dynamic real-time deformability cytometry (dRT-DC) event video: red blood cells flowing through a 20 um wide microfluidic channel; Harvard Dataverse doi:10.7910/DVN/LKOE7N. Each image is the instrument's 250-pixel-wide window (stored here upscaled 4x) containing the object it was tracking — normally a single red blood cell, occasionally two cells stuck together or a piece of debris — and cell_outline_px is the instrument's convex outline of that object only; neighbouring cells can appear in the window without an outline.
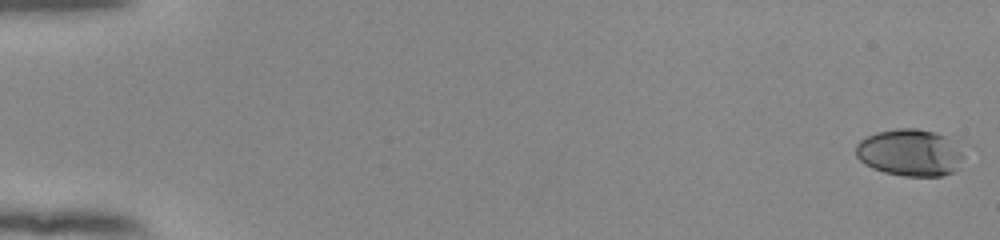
{"species": "human", "species_latin": "Homo sapiens", "temperature_condition": "room temperature", "stored_images_in_passage": 55, "camera_frame_rate_fps": 3000, "um_per_image_px": 0.085, "donor": {"sex": "female"}, "frame": {"image": 1, "passage_image": 1, "time_ms": 0.0, "image_size_px": [1000, 240], "cell_outline_px": [[964, 156], [952, 172], [940, 176], [904, 176], [884, 172], [872, 168], [864, 164], [856, 156], [856, 144], [860, 140], [876, 132], [900, 128], [916, 128], [932, 132], [944, 136], [964, 148]], "centroid_in_image_um": [77.34, 12.97], "position_along_channel_um": 7.7, "area_um2": 29.48}}
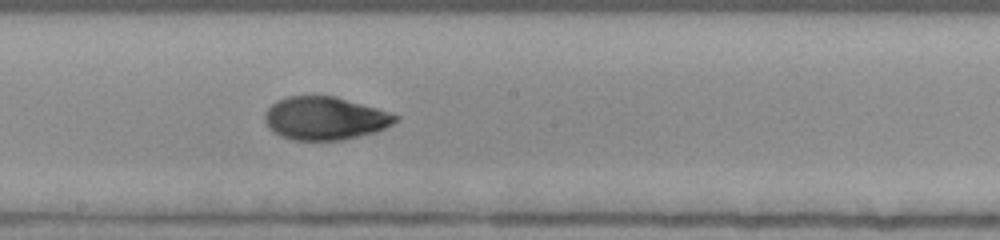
{"frame": {"image": 2, "passage_image": 32, "time_ms": 10.333, "image_size_px": [1000, 240], "cell_outline_px": [[400, 116], [392, 124], [376, 132], [340, 140], [292, 140], [280, 136], [272, 132], [268, 128], [264, 120], [264, 112], [276, 100], [288, 96], [336, 96], [376, 108]], "centroid_in_image_um": [27.57, 10.06], "position_along_channel_um": 220.6, "area_um2": 32.83}}
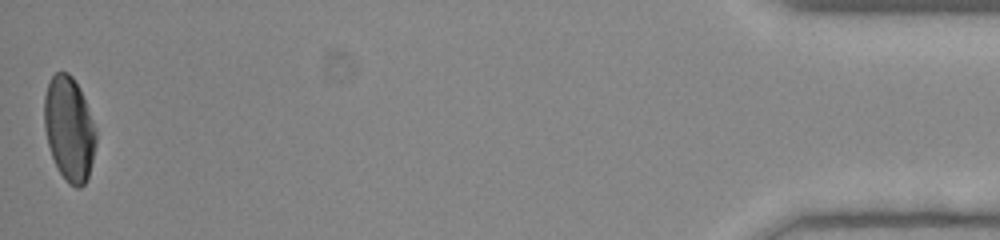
{"frame": {"image": 3, "passage_image": 55, "time_ms": 18.0, "image_size_px": [1000, 240], "cell_outline_px": [[96, 144], [88, 180], [80, 188], [76, 188], [68, 184], [60, 172], [52, 156], [48, 144], [44, 128], [44, 96], [48, 80], [56, 72], [68, 72], [72, 76], [80, 88], [96, 128]], "centroid_in_image_um": [5.88, 10.94], "position_along_channel_um": 429.3, "area_um2": 31.67}, "authors_computed_cell_mechanics": {"area_um2": 31.8478, "velocity_mm_per_s": 3.8525, "shape_relaxation_time_tau1_ms": 6.5839, "shape_relaxation_time_tau2_ms": 1.3815, "deformation_change_tau1": 0.2142, "deformation_change_tau2": 0.0525}}